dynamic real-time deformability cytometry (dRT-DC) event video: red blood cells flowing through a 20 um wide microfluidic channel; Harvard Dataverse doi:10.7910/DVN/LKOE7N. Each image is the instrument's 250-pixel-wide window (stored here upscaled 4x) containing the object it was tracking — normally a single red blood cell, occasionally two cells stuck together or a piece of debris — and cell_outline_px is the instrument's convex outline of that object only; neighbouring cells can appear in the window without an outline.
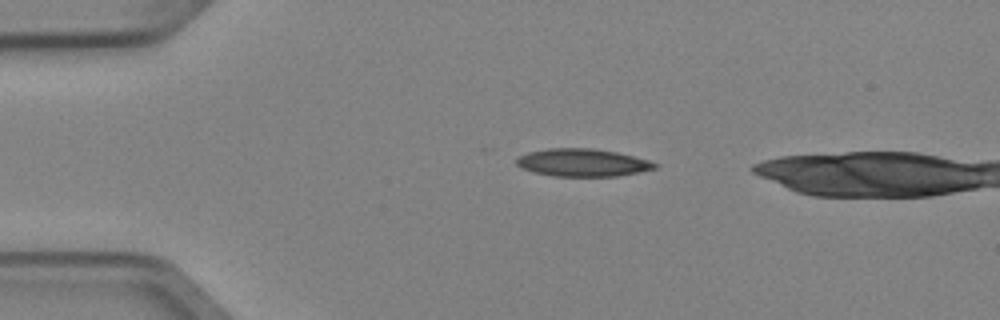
{"species": "Egyptian fruit bat (a non-hibernating species)", "species_latin": "Rousettus aegyptiacus", "temperature_condition": "cold", "stored_images_in_passage": 3, "camera_frame_rate_fps": 3000, "um_per_image_px": 0.085, "animal": {"sex": "female"}, "frame": {"image": 1, "passage_image": 1, "time_ms": 0.0, "image_size_px": [1000, 320], "cell_outline_px": [[660, 164], [656, 168], [640, 172], [616, 176], [552, 176], [520, 168], [516, 164], [516, 160], [520, 156], [528, 152], [548, 148], [592, 148], [616, 152], [648, 160]], "centroid_in_image_um": [49.52, 13.82], "position_along_channel_um": 35.5, "area_um2": 22.25}}